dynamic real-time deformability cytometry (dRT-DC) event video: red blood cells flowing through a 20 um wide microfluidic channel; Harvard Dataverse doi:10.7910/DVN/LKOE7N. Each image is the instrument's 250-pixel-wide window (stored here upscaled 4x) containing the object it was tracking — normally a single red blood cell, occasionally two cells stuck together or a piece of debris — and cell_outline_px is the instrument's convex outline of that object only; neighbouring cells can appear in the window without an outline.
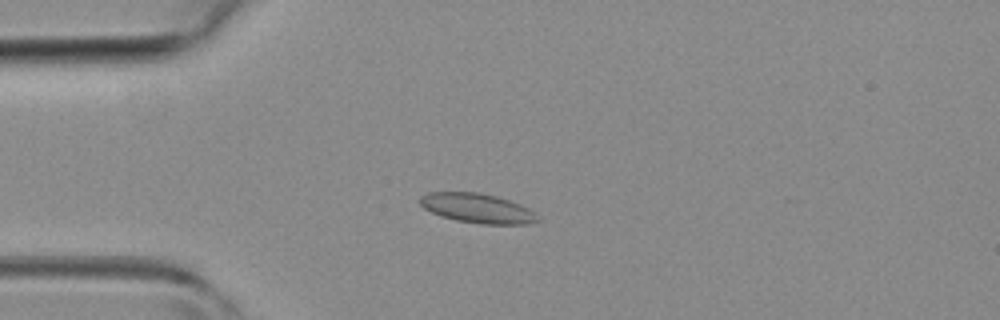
{"species": "common noctule bat (a hibernating species)", "species_latin": "Nyctalus noctula", "temperature_condition": "room temperature", "stored_images_in_passage": 33, "camera_frame_rate_fps": 3000, "um_per_image_px": 0.085, "animal": {"sex": "female", "body_mass_g": 19.3, "forearm_length_mm": 54.1}, "frame": {"image": 1, "passage_image": 1, "time_ms": 0.0, "image_size_px": [1000, 320], "cell_outline_px": [[540, 220], [528, 224], [480, 224], [456, 220], [440, 216], [424, 208], [420, 204], [420, 196], [428, 192], [480, 192], [496, 196], [520, 204], [528, 208], [540, 216]], "centroid_in_image_um": [40.59, 17.7], "position_along_channel_um": 44.4, "area_um2": 20.35}}
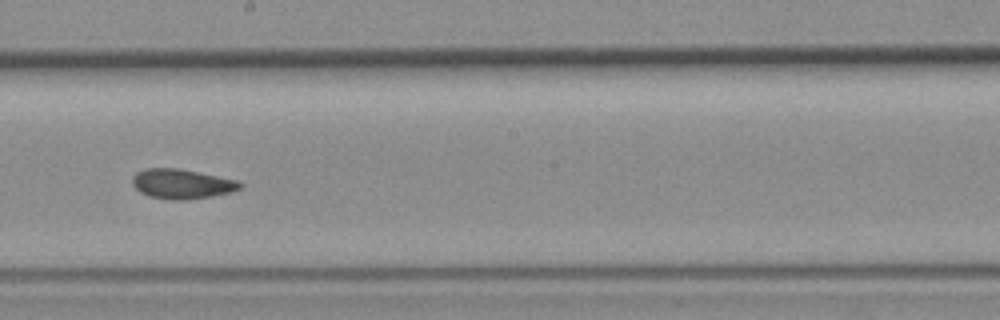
{"frame": {"image": 2, "passage_image": 14, "time_ms": 4.333, "image_size_px": [1000, 320], "cell_outline_px": [[244, 188], [232, 192], [212, 196], [184, 200], [168, 200], [148, 196], [140, 192], [132, 184], [132, 176], [136, 172], [144, 168], [180, 168], [240, 180], [244, 184]], "centroid_in_image_um": [15.5, 15.63], "position_along_channel_um": 232.7, "area_um2": 19.13}}
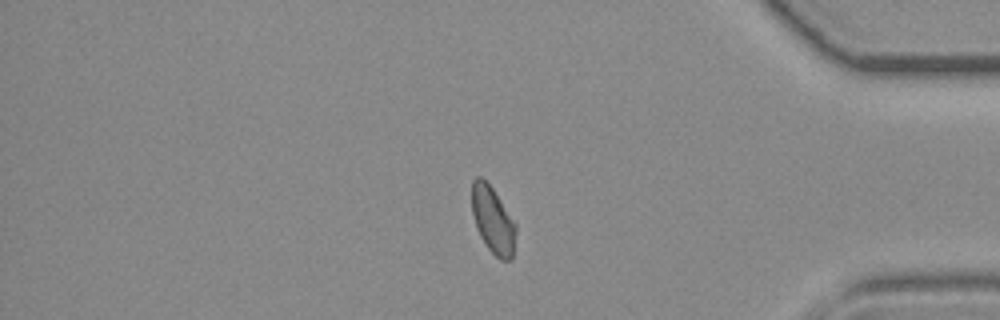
{"frame": {"image": 3, "passage_image": 26, "time_ms": 8.333, "image_size_px": [1000, 320], "cell_outline_px": [[516, 232], [512, 260], [500, 260], [488, 248], [480, 236], [476, 228], [472, 212], [472, 180], [476, 176], [480, 176], [492, 188], [516, 224]], "centroid_in_image_um": [41.89, 18.72], "position_along_channel_um": 393.3, "area_um2": 16.99}}